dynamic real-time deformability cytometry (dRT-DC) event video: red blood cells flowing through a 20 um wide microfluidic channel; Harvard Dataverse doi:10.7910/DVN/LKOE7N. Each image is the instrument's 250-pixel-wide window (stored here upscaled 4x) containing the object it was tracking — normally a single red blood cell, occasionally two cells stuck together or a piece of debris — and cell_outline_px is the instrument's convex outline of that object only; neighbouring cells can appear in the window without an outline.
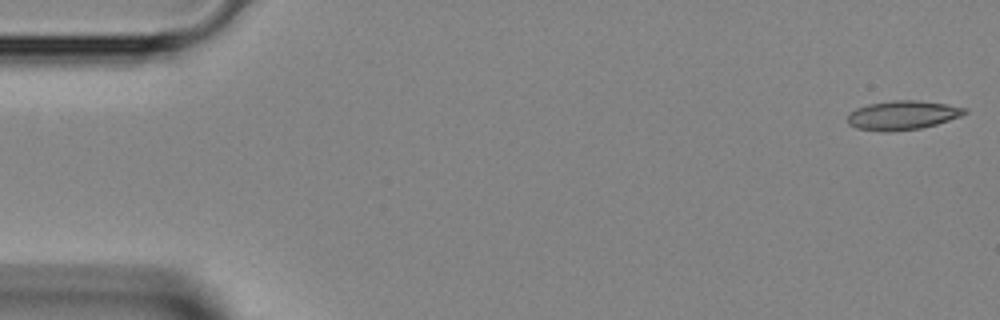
{"species": "Egyptian fruit bat (a non-hibernating species)", "species_latin": "Rousettus aegyptiacus", "temperature_condition": "room temperature", "stored_images_in_passage": 43, "camera_frame_rate_fps": 3000, "um_per_image_px": 0.085, "animal": {"sex": "female"}, "frame": {"image": 1, "passage_image": 1, "time_ms": 0.0, "image_size_px": [1000, 320], "cell_outline_px": [[968, 112], [960, 116], [936, 124], [920, 128], [892, 132], [880, 132], [856, 128], [848, 124], [848, 112], [856, 108], [868, 104], [892, 100], [916, 100], [948, 104], [968, 108]], "centroid_in_image_um": [76.69, 9.79], "position_along_channel_um": 8.3, "area_um2": 20.06}}
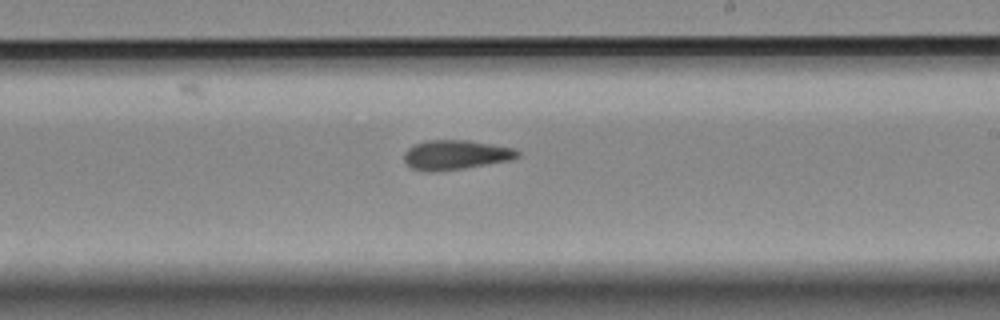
{"frame": {"image": 2, "passage_image": 25, "time_ms": 8.0, "image_size_px": [1000, 320], "cell_outline_px": [[520, 156], [508, 160], [460, 168], [412, 168], [404, 160], [404, 152], [412, 144], [428, 140], [468, 140], [516, 148], [520, 152]], "centroid_in_image_um": [38.78, 13.09], "position_along_channel_um": 250.2, "area_um2": 18.61}}
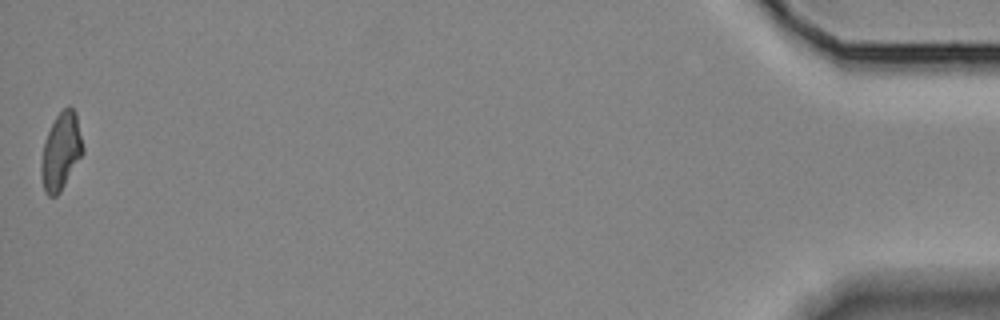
{"frame": {"image": 3, "passage_image": 43, "time_ms": 14.0, "image_size_px": [1000, 320], "cell_outline_px": [[84, 152], [60, 192], [56, 196], [48, 196], [44, 192], [40, 176], [40, 164], [44, 140], [56, 116], [68, 104], [76, 112], [84, 148]], "centroid_in_image_um": [5.17, 12.88], "position_along_channel_um": 430.0, "area_um2": 18.9}}